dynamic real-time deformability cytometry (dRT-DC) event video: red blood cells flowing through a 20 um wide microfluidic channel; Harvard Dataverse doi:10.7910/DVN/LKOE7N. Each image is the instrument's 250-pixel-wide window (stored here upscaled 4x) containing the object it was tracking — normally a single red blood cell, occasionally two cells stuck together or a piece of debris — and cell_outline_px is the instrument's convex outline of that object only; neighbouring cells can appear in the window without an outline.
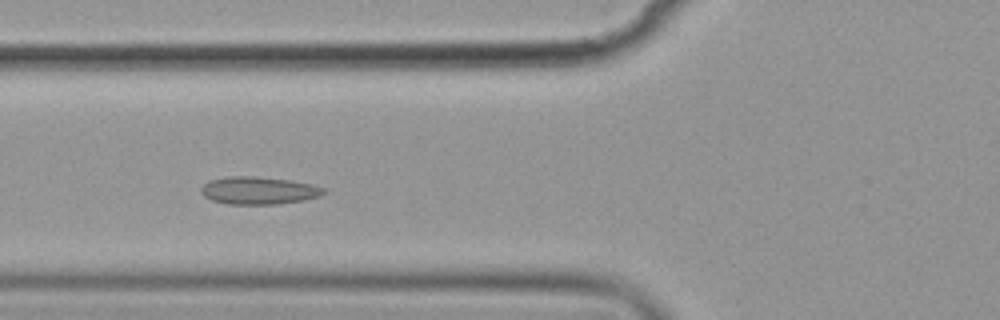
{"species": "common noctule bat (a hibernating species)", "species_latin": "Nyctalus noctula", "temperature_condition": "cold", "stored_images_in_passage": 6, "camera_frame_rate_fps": 3000, "um_per_image_px": 0.085, "animal": {"sex": "female", "body_mass_g": 19.9}, "frame": {"image": 1, "passage_image": 5, "time_ms": 4.667, "image_size_px": [1000, 320], "cell_outline_px": [[328, 192], [320, 196], [304, 200], [276, 204], [228, 204], [212, 200], [204, 196], [200, 192], [200, 188], [208, 180], [228, 176], [252, 176], [288, 180], [312, 184], [324, 188]], "centroid_in_image_um": [21.98, 16.19], "position_along_channel_um": 103.8, "area_um2": 19.77}}
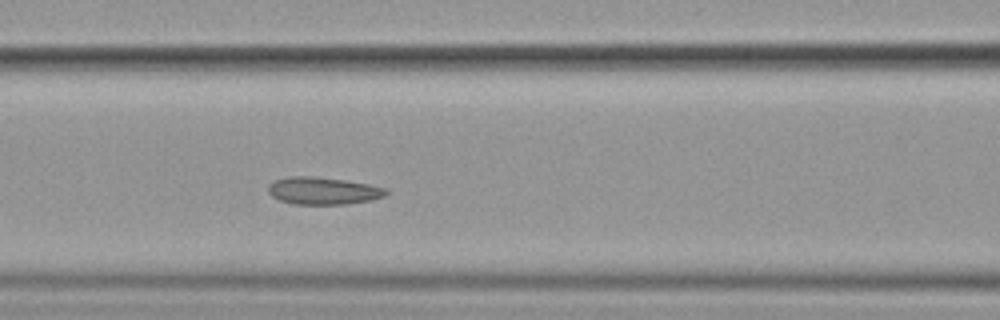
{"frame": {"image": 2, "passage_image": 6, "time_ms": 5.667, "image_size_px": [1000, 320], "cell_outline_px": [[388, 192], [384, 196], [372, 200], [344, 204], [292, 204], [280, 200], [272, 196], [268, 192], [268, 184], [276, 180], [288, 176], [312, 176], [344, 180], [368, 184], [388, 188]], "centroid_in_image_um": [27.46, 16.21], "position_along_channel_um": 139.1, "area_um2": 18.79}}